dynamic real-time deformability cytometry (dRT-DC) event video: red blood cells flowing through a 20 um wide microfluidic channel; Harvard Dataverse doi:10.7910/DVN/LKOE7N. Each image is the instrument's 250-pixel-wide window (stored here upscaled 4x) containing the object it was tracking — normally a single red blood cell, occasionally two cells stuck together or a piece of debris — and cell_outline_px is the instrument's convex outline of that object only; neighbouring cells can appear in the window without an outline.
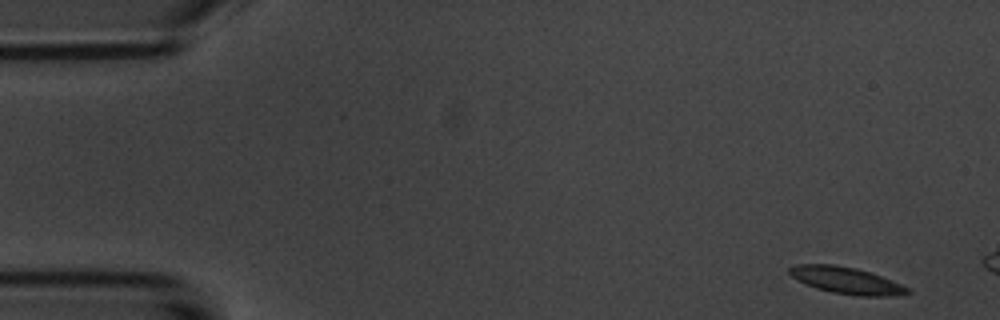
{"species": "common noctule bat (a hibernating species)", "species_latin": "Nyctalus noctula", "temperature_condition": "room temperature", "stored_images_in_passage": 2, "camera_frame_rate_fps": 3000, "um_per_image_px": 0.085, "animal": {"sex": "male", "body_mass_g": 20.1, "forearm_length_mm": 53.5}, "frame": {"image": 1, "passage_image": 1, "time_ms": 0.0, "image_size_px": [1000, 320], "cell_outline_px": [[912, 292], [892, 296], [860, 296], [832, 292], [816, 288], [792, 276], [788, 272], [788, 268], [796, 264], [832, 264], [856, 268], [880, 276], [900, 284], [908, 288]], "centroid_in_image_um": [71.93, 23.83], "position_along_channel_um": 13.1, "area_um2": 18.03}}